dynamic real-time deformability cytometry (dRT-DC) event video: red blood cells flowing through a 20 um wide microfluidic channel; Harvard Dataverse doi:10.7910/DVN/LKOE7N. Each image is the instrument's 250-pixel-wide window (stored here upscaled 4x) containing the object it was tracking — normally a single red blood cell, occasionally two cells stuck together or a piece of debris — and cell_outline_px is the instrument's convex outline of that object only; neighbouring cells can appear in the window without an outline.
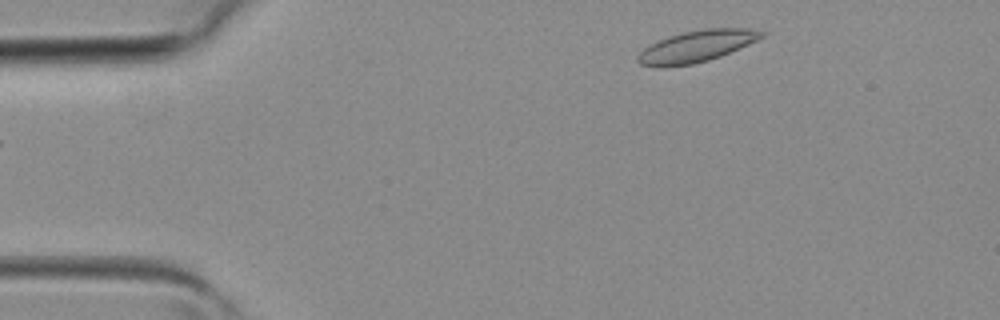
{"species": "common noctule bat (a hibernating species)", "species_latin": "Nyctalus noctula", "temperature_condition": "room temperature", "stored_images_in_passage": 3, "camera_frame_rate_fps": 3000, "um_per_image_px": 0.085, "animal": {"sex": "female", "body_mass_g": 19.3, "forearm_length_mm": 54.1}, "frame": {"image": 1, "passage_image": 1, "time_ms": 0.0, "image_size_px": [1000, 320], "cell_outline_px": [[768, 32], [764, 36], [748, 44], [720, 56], [708, 60], [692, 64], [664, 68], [660, 68], [640, 64], [636, 60], [636, 56], [648, 44], [656, 40], [668, 36], [684, 32], [704, 28], [748, 28]], "centroid_in_image_um": [59.15, 3.94], "position_along_channel_um": 25.8, "area_um2": 23.0}}
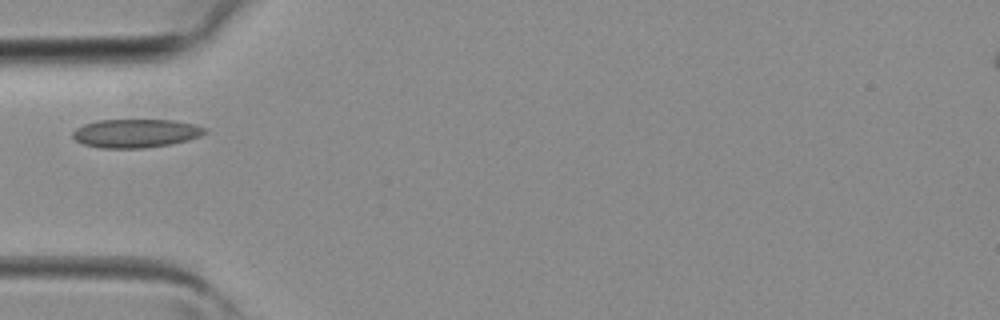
{"frame": {"image": 2, "passage_image": 3, "time_ms": 0.667, "image_size_px": [1000, 320], "cell_outline_px": [[208, 132], [200, 136], [188, 140], [168, 144], [144, 148], [100, 148], [84, 144], [76, 140], [72, 136], [72, 132], [76, 128], [84, 124], [96, 120], [176, 120], [192, 124], [204, 128]], "centroid_in_image_um": [11.51, 11.32], "position_along_channel_um": 73.5, "area_um2": 21.91}}